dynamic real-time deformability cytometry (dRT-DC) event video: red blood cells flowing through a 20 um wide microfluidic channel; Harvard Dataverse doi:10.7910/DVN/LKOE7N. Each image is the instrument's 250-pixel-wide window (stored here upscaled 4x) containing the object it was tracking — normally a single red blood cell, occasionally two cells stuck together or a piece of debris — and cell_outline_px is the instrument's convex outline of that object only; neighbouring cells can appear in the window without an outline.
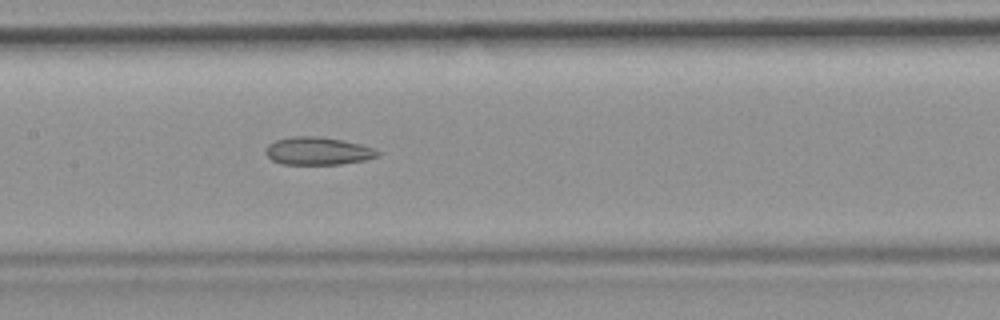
{"species": "common noctule bat (a hibernating species)", "species_latin": "Nyctalus noctula", "temperature_condition": "room temperature", "stored_images_in_passage": 47, "camera_frame_rate_fps": 3000, "um_per_image_px": 0.085, "animal": {"sex": "female", "body_mass_g": 19.9}, "frame": {"image": 1, "passage_image": 21, "time_ms": 6.667, "image_size_px": [1000, 320], "cell_outline_px": [[380, 156], [364, 160], [340, 164], [280, 164], [272, 160], [264, 152], [268, 144], [276, 140], [292, 136], [316, 136], [340, 140], [360, 144], [376, 148], [380, 152]], "centroid_in_image_um": [27.02, 12.84], "position_along_channel_um": 180.4, "area_um2": 18.15}}
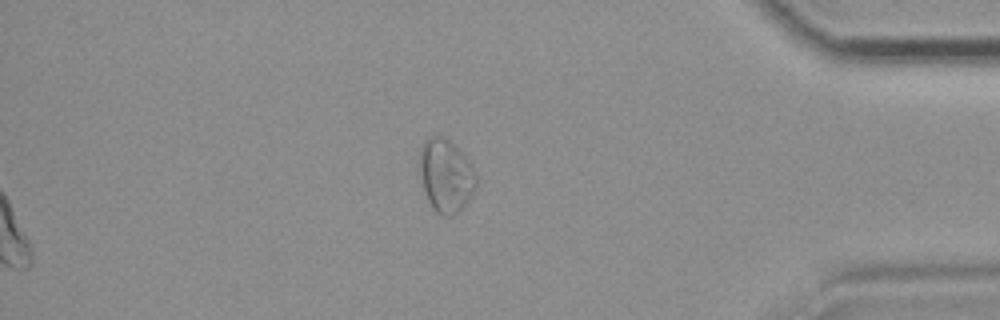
{"frame": {"image": 2, "passage_image": 40, "time_ms": 13.0, "image_size_px": [1000, 320], "cell_outline_px": [[476, 188], [472, 196], [452, 216], [440, 216], [432, 208], [428, 200], [416, 164], [420, 144], [428, 136], [444, 136], [472, 164], [476, 172]], "centroid_in_image_um": [37.85, 14.9], "position_along_channel_um": 397.4, "area_um2": 24.51}, "authors_computed_cell_mechanics": {"area_um2": 22.4264, "velocity_mm_per_s": 3.929, "shape_relaxation_time_tau1_ms": null, "shape_relaxation_time_tau2_ms": 3.8436, "deformation_change_tau1": null, "deformation_change_tau2": 0.1049}}